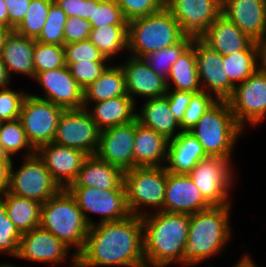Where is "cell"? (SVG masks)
I'll return each mask as SVG.
<instances>
[{"label":"cell","mask_w":266,"mask_h":267,"mask_svg":"<svg viewBox=\"0 0 266 267\" xmlns=\"http://www.w3.org/2000/svg\"><path fill=\"white\" fill-rule=\"evenodd\" d=\"M146 267L141 216L96 223L89 228L77 267Z\"/></svg>","instance_id":"obj_1"},{"label":"cell","mask_w":266,"mask_h":267,"mask_svg":"<svg viewBox=\"0 0 266 267\" xmlns=\"http://www.w3.org/2000/svg\"><path fill=\"white\" fill-rule=\"evenodd\" d=\"M142 218L146 267L181 265V254L188 239L190 215L154 211Z\"/></svg>","instance_id":"obj_2"},{"label":"cell","mask_w":266,"mask_h":267,"mask_svg":"<svg viewBox=\"0 0 266 267\" xmlns=\"http://www.w3.org/2000/svg\"><path fill=\"white\" fill-rule=\"evenodd\" d=\"M231 208L232 205L212 206L190 215L188 239L181 254V266H195L224 251L233 232L229 221V214L233 211Z\"/></svg>","instance_id":"obj_3"},{"label":"cell","mask_w":266,"mask_h":267,"mask_svg":"<svg viewBox=\"0 0 266 267\" xmlns=\"http://www.w3.org/2000/svg\"><path fill=\"white\" fill-rule=\"evenodd\" d=\"M40 227L51 232L72 252L70 267H77V256L83 251L90 225L74 197L66 188L41 204Z\"/></svg>","instance_id":"obj_4"},{"label":"cell","mask_w":266,"mask_h":267,"mask_svg":"<svg viewBox=\"0 0 266 267\" xmlns=\"http://www.w3.org/2000/svg\"><path fill=\"white\" fill-rule=\"evenodd\" d=\"M186 34L164 6L145 17L128 21L127 50L129 56L143 59L147 54L180 42Z\"/></svg>","instance_id":"obj_5"},{"label":"cell","mask_w":266,"mask_h":267,"mask_svg":"<svg viewBox=\"0 0 266 267\" xmlns=\"http://www.w3.org/2000/svg\"><path fill=\"white\" fill-rule=\"evenodd\" d=\"M208 156L232 159L235 144L244 130L236 123L227 100H217L189 130Z\"/></svg>","instance_id":"obj_6"},{"label":"cell","mask_w":266,"mask_h":267,"mask_svg":"<svg viewBox=\"0 0 266 267\" xmlns=\"http://www.w3.org/2000/svg\"><path fill=\"white\" fill-rule=\"evenodd\" d=\"M167 182L166 167H134L124 172L126 203L131 215L143 216L149 209L163 211ZM144 207V208H142ZM142 210V211H141Z\"/></svg>","instance_id":"obj_7"},{"label":"cell","mask_w":266,"mask_h":267,"mask_svg":"<svg viewBox=\"0 0 266 267\" xmlns=\"http://www.w3.org/2000/svg\"><path fill=\"white\" fill-rule=\"evenodd\" d=\"M22 157L24 159L23 164L21 163L20 168L16 171L12 160L7 191L13 195L29 198L43 204L62 188L52 178L37 153Z\"/></svg>","instance_id":"obj_8"},{"label":"cell","mask_w":266,"mask_h":267,"mask_svg":"<svg viewBox=\"0 0 266 267\" xmlns=\"http://www.w3.org/2000/svg\"><path fill=\"white\" fill-rule=\"evenodd\" d=\"M231 161L222 157L208 156L200 160L188 173L211 206L232 205L230 187H233L236 174Z\"/></svg>","instance_id":"obj_9"},{"label":"cell","mask_w":266,"mask_h":267,"mask_svg":"<svg viewBox=\"0 0 266 267\" xmlns=\"http://www.w3.org/2000/svg\"><path fill=\"white\" fill-rule=\"evenodd\" d=\"M66 189L76 200L90 227L96 224L95 220L88 217L90 213L101 215L98 224L123 220L131 215L126 203L125 189L103 190L93 187H67Z\"/></svg>","instance_id":"obj_10"},{"label":"cell","mask_w":266,"mask_h":267,"mask_svg":"<svg viewBox=\"0 0 266 267\" xmlns=\"http://www.w3.org/2000/svg\"><path fill=\"white\" fill-rule=\"evenodd\" d=\"M227 101L236 123L243 130L247 124L258 126L266 117V74L257 69L244 82L235 86Z\"/></svg>","instance_id":"obj_11"},{"label":"cell","mask_w":266,"mask_h":267,"mask_svg":"<svg viewBox=\"0 0 266 267\" xmlns=\"http://www.w3.org/2000/svg\"><path fill=\"white\" fill-rule=\"evenodd\" d=\"M63 111V108L36 98L28 92L22 103L19 119L29 143L35 150L53 142L59 117Z\"/></svg>","instance_id":"obj_12"},{"label":"cell","mask_w":266,"mask_h":267,"mask_svg":"<svg viewBox=\"0 0 266 267\" xmlns=\"http://www.w3.org/2000/svg\"><path fill=\"white\" fill-rule=\"evenodd\" d=\"M100 130L87 109L64 110L59 117L53 142L79 149L88 155H96Z\"/></svg>","instance_id":"obj_13"},{"label":"cell","mask_w":266,"mask_h":267,"mask_svg":"<svg viewBox=\"0 0 266 267\" xmlns=\"http://www.w3.org/2000/svg\"><path fill=\"white\" fill-rule=\"evenodd\" d=\"M182 31L199 38L222 14V0H165Z\"/></svg>","instance_id":"obj_14"},{"label":"cell","mask_w":266,"mask_h":267,"mask_svg":"<svg viewBox=\"0 0 266 267\" xmlns=\"http://www.w3.org/2000/svg\"><path fill=\"white\" fill-rule=\"evenodd\" d=\"M33 80L37 81L44 94L43 97L33 93H29L30 95L49 101L64 110L83 108L84 90L72 77L67 66L35 72Z\"/></svg>","instance_id":"obj_15"},{"label":"cell","mask_w":266,"mask_h":267,"mask_svg":"<svg viewBox=\"0 0 266 267\" xmlns=\"http://www.w3.org/2000/svg\"><path fill=\"white\" fill-rule=\"evenodd\" d=\"M195 54L198 79L202 91L216 100H228L235 86L223 70V56L207 46L200 38H195Z\"/></svg>","instance_id":"obj_16"},{"label":"cell","mask_w":266,"mask_h":267,"mask_svg":"<svg viewBox=\"0 0 266 267\" xmlns=\"http://www.w3.org/2000/svg\"><path fill=\"white\" fill-rule=\"evenodd\" d=\"M135 120L100 131L96 155L123 172L134 168Z\"/></svg>","instance_id":"obj_17"},{"label":"cell","mask_w":266,"mask_h":267,"mask_svg":"<svg viewBox=\"0 0 266 267\" xmlns=\"http://www.w3.org/2000/svg\"><path fill=\"white\" fill-rule=\"evenodd\" d=\"M70 248L40 226L21 234L17 259L47 264L64 263Z\"/></svg>","instance_id":"obj_18"},{"label":"cell","mask_w":266,"mask_h":267,"mask_svg":"<svg viewBox=\"0 0 266 267\" xmlns=\"http://www.w3.org/2000/svg\"><path fill=\"white\" fill-rule=\"evenodd\" d=\"M211 207L188 174L167 171L164 212L192 215Z\"/></svg>","instance_id":"obj_19"},{"label":"cell","mask_w":266,"mask_h":267,"mask_svg":"<svg viewBox=\"0 0 266 267\" xmlns=\"http://www.w3.org/2000/svg\"><path fill=\"white\" fill-rule=\"evenodd\" d=\"M52 178L61 188H67L76 179L89 156L83 151L51 142L36 150Z\"/></svg>","instance_id":"obj_20"},{"label":"cell","mask_w":266,"mask_h":267,"mask_svg":"<svg viewBox=\"0 0 266 267\" xmlns=\"http://www.w3.org/2000/svg\"><path fill=\"white\" fill-rule=\"evenodd\" d=\"M222 14L252 40L266 37V0H222Z\"/></svg>","instance_id":"obj_21"},{"label":"cell","mask_w":266,"mask_h":267,"mask_svg":"<svg viewBox=\"0 0 266 267\" xmlns=\"http://www.w3.org/2000/svg\"><path fill=\"white\" fill-rule=\"evenodd\" d=\"M126 59L120 66L125 74L126 92L135 103L138 96L145 100L165 96L168 89L163 76L156 74L144 59L132 56Z\"/></svg>","instance_id":"obj_22"},{"label":"cell","mask_w":266,"mask_h":267,"mask_svg":"<svg viewBox=\"0 0 266 267\" xmlns=\"http://www.w3.org/2000/svg\"><path fill=\"white\" fill-rule=\"evenodd\" d=\"M199 38L222 56L244 51L254 42L223 14Z\"/></svg>","instance_id":"obj_23"},{"label":"cell","mask_w":266,"mask_h":267,"mask_svg":"<svg viewBox=\"0 0 266 267\" xmlns=\"http://www.w3.org/2000/svg\"><path fill=\"white\" fill-rule=\"evenodd\" d=\"M68 187H93L103 190L125 189L124 172L116 166L89 155L79 170L76 179Z\"/></svg>","instance_id":"obj_24"},{"label":"cell","mask_w":266,"mask_h":267,"mask_svg":"<svg viewBox=\"0 0 266 267\" xmlns=\"http://www.w3.org/2000/svg\"><path fill=\"white\" fill-rule=\"evenodd\" d=\"M169 140L135 120L134 167H164Z\"/></svg>","instance_id":"obj_25"},{"label":"cell","mask_w":266,"mask_h":267,"mask_svg":"<svg viewBox=\"0 0 266 267\" xmlns=\"http://www.w3.org/2000/svg\"><path fill=\"white\" fill-rule=\"evenodd\" d=\"M208 157L202 144L190 131L169 140L166 169L175 174H188L203 158Z\"/></svg>","instance_id":"obj_26"},{"label":"cell","mask_w":266,"mask_h":267,"mask_svg":"<svg viewBox=\"0 0 266 267\" xmlns=\"http://www.w3.org/2000/svg\"><path fill=\"white\" fill-rule=\"evenodd\" d=\"M34 45L35 39L21 36L15 31H10L5 37L0 55L10 78L16 73L34 79Z\"/></svg>","instance_id":"obj_27"},{"label":"cell","mask_w":266,"mask_h":267,"mask_svg":"<svg viewBox=\"0 0 266 267\" xmlns=\"http://www.w3.org/2000/svg\"><path fill=\"white\" fill-rule=\"evenodd\" d=\"M90 104L94 105H89L85 109L100 131L136 120L137 103L129 96H119Z\"/></svg>","instance_id":"obj_28"},{"label":"cell","mask_w":266,"mask_h":267,"mask_svg":"<svg viewBox=\"0 0 266 267\" xmlns=\"http://www.w3.org/2000/svg\"><path fill=\"white\" fill-rule=\"evenodd\" d=\"M139 112L136 113L138 123L164 135L168 140L181 133L180 123L171 112L166 96L146 99Z\"/></svg>","instance_id":"obj_29"},{"label":"cell","mask_w":266,"mask_h":267,"mask_svg":"<svg viewBox=\"0 0 266 267\" xmlns=\"http://www.w3.org/2000/svg\"><path fill=\"white\" fill-rule=\"evenodd\" d=\"M119 96L129 95L126 92L123 68L116 63L109 65L96 81L84 89L83 108L92 102L105 101Z\"/></svg>","instance_id":"obj_30"},{"label":"cell","mask_w":266,"mask_h":267,"mask_svg":"<svg viewBox=\"0 0 266 267\" xmlns=\"http://www.w3.org/2000/svg\"><path fill=\"white\" fill-rule=\"evenodd\" d=\"M166 83L168 90L190 91L193 93L202 91L196 64L195 38L170 68Z\"/></svg>","instance_id":"obj_31"},{"label":"cell","mask_w":266,"mask_h":267,"mask_svg":"<svg viewBox=\"0 0 266 267\" xmlns=\"http://www.w3.org/2000/svg\"><path fill=\"white\" fill-rule=\"evenodd\" d=\"M0 201L21 234L40 226L41 203L13 195L7 190L0 196Z\"/></svg>","instance_id":"obj_32"},{"label":"cell","mask_w":266,"mask_h":267,"mask_svg":"<svg viewBox=\"0 0 266 267\" xmlns=\"http://www.w3.org/2000/svg\"><path fill=\"white\" fill-rule=\"evenodd\" d=\"M128 25H105L101 28H92L89 41L99 49L109 61L114 56L127 50ZM112 58V59H111Z\"/></svg>","instance_id":"obj_33"},{"label":"cell","mask_w":266,"mask_h":267,"mask_svg":"<svg viewBox=\"0 0 266 267\" xmlns=\"http://www.w3.org/2000/svg\"><path fill=\"white\" fill-rule=\"evenodd\" d=\"M223 70L234 85L244 82L258 69V42L254 41L246 50L223 56Z\"/></svg>","instance_id":"obj_34"},{"label":"cell","mask_w":266,"mask_h":267,"mask_svg":"<svg viewBox=\"0 0 266 267\" xmlns=\"http://www.w3.org/2000/svg\"><path fill=\"white\" fill-rule=\"evenodd\" d=\"M0 145L5 155L12 158L23 151L25 157L33 155L36 150L29 143L20 119L2 121L0 124ZM18 152V153H17Z\"/></svg>","instance_id":"obj_35"},{"label":"cell","mask_w":266,"mask_h":267,"mask_svg":"<svg viewBox=\"0 0 266 267\" xmlns=\"http://www.w3.org/2000/svg\"><path fill=\"white\" fill-rule=\"evenodd\" d=\"M194 37L186 35L175 45L147 54L143 59L156 73L167 79L170 68L179 59L183 51L193 42Z\"/></svg>","instance_id":"obj_36"},{"label":"cell","mask_w":266,"mask_h":267,"mask_svg":"<svg viewBox=\"0 0 266 267\" xmlns=\"http://www.w3.org/2000/svg\"><path fill=\"white\" fill-rule=\"evenodd\" d=\"M53 1L31 0L25 18L14 31L21 36L36 39L45 24Z\"/></svg>","instance_id":"obj_37"},{"label":"cell","mask_w":266,"mask_h":267,"mask_svg":"<svg viewBox=\"0 0 266 267\" xmlns=\"http://www.w3.org/2000/svg\"><path fill=\"white\" fill-rule=\"evenodd\" d=\"M67 18L65 12L53 1L45 24L35 41L64 46V27Z\"/></svg>","instance_id":"obj_38"},{"label":"cell","mask_w":266,"mask_h":267,"mask_svg":"<svg viewBox=\"0 0 266 267\" xmlns=\"http://www.w3.org/2000/svg\"><path fill=\"white\" fill-rule=\"evenodd\" d=\"M33 57L35 72L49 71L66 66L64 46L35 41Z\"/></svg>","instance_id":"obj_39"},{"label":"cell","mask_w":266,"mask_h":267,"mask_svg":"<svg viewBox=\"0 0 266 267\" xmlns=\"http://www.w3.org/2000/svg\"><path fill=\"white\" fill-rule=\"evenodd\" d=\"M92 28L105 25H128L116 0H93V12L90 20Z\"/></svg>","instance_id":"obj_40"},{"label":"cell","mask_w":266,"mask_h":267,"mask_svg":"<svg viewBox=\"0 0 266 267\" xmlns=\"http://www.w3.org/2000/svg\"><path fill=\"white\" fill-rule=\"evenodd\" d=\"M21 233L7 215L6 206L0 201V253L17 257Z\"/></svg>","instance_id":"obj_41"},{"label":"cell","mask_w":266,"mask_h":267,"mask_svg":"<svg viewBox=\"0 0 266 267\" xmlns=\"http://www.w3.org/2000/svg\"><path fill=\"white\" fill-rule=\"evenodd\" d=\"M217 100L205 91L194 93L180 122L181 131L191 130Z\"/></svg>","instance_id":"obj_42"},{"label":"cell","mask_w":266,"mask_h":267,"mask_svg":"<svg viewBox=\"0 0 266 267\" xmlns=\"http://www.w3.org/2000/svg\"><path fill=\"white\" fill-rule=\"evenodd\" d=\"M65 63L109 62L89 40L64 45Z\"/></svg>","instance_id":"obj_43"},{"label":"cell","mask_w":266,"mask_h":267,"mask_svg":"<svg viewBox=\"0 0 266 267\" xmlns=\"http://www.w3.org/2000/svg\"><path fill=\"white\" fill-rule=\"evenodd\" d=\"M110 63L111 62L108 64V62L90 61L65 64L69 68L72 77L84 90L99 78Z\"/></svg>","instance_id":"obj_44"},{"label":"cell","mask_w":266,"mask_h":267,"mask_svg":"<svg viewBox=\"0 0 266 267\" xmlns=\"http://www.w3.org/2000/svg\"><path fill=\"white\" fill-rule=\"evenodd\" d=\"M28 95L25 91L12 90L9 87L0 89V121L19 119L22 103Z\"/></svg>","instance_id":"obj_45"},{"label":"cell","mask_w":266,"mask_h":267,"mask_svg":"<svg viewBox=\"0 0 266 267\" xmlns=\"http://www.w3.org/2000/svg\"><path fill=\"white\" fill-rule=\"evenodd\" d=\"M127 21L145 17L161 10L165 0H116Z\"/></svg>","instance_id":"obj_46"},{"label":"cell","mask_w":266,"mask_h":267,"mask_svg":"<svg viewBox=\"0 0 266 267\" xmlns=\"http://www.w3.org/2000/svg\"><path fill=\"white\" fill-rule=\"evenodd\" d=\"M92 29L91 22L74 16L67 18L64 27V45L89 39Z\"/></svg>","instance_id":"obj_47"},{"label":"cell","mask_w":266,"mask_h":267,"mask_svg":"<svg viewBox=\"0 0 266 267\" xmlns=\"http://www.w3.org/2000/svg\"><path fill=\"white\" fill-rule=\"evenodd\" d=\"M68 18L79 16L90 20L93 12V0H54Z\"/></svg>","instance_id":"obj_48"},{"label":"cell","mask_w":266,"mask_h":267,"mask_svg":"<svg viewBox=\"0 0 266 267\" xmlns=\"http://www.w3.org/2000/svg\"><path fill=\"white\" fill-rule=\"evenodd\" d=\"M194 93L190 91L167 90L165 96L168 99L169 107L176 120L180 123L185 110L188 108L190 99Z\"/></svg>","instance_id":"obj_49"},{"label":"cell","mask_w":266,"mask_h":267,"mask_svg":"<svg viewBox=\"0 0 266 267\" xmlns=\"http://www.w3.org/2000/svg\"><path fill=\"white\" fill-rule=\"evenodd\" d=\"M31 0H5L8 9V29L14 31L25 18Z\"/></svg>","instance_id":"obj_50"},{"label":"cell","mask_w":266,"mask_h":267,"mask_svg":"<svg viewBox=\"0 0 266 267\" xmlns=\"http://www.w3.org/2000/svg\"><path fill=\"white\" fill-rule=\"evenodd\" d=\"M12 160L11 157H0V196L8 189Z\"/></svg>","instance_id":"obj_51"},{"label":"cell","mask_w":266,"mask_h":267,"mask_svg":"<svg viewBox=\"0 0 266 267\" xmlns=\"http://www.w3.org/2000/svg\"><path fill=\"white\" fill-rule=\"evenodd\" d=\"M258 69L266 74V45L258 42Z\"/></svg>","instance_id":"obj_52"},{"label":"cell","mask_w":266,"mask_h":267,"mask_svg":"<svg viewBox=\"0 0 266 267\" xmlns=\"http://www.w3.org/2000/svg\"><path fill=\"white\" fill-rule=\"evenodd\" d=\"M11 78L7 72L6 66L1 58L0 55V89L10 87L9 84L11 83Z\"/></svg>","instance_id":"obj_53"},{"label":"cell","mask_w":266,"mask_h":267,"mask_svg":"<svg viewBox=\"0 0 266 267\" xmlns=\"http://www.w3.org/2000/svg\"><path fill=\"white\" fill-rule=\"evenodd\" d=\"M8 9L5 0H0V26L8 28Z\"/></svg>","instance_id":"obj_54"},{"label":"cell","mask_w":266,"mask_h":267,"mask_svg":"<svg viewBox=\"0 0 266 267\" xmlns=\"http://www.w3.org/2000/svg\"><path fill=\"white\" fill-rule=\"evenodd\" d=\"M233 267H258V265L252 260L250 255L245 254Z\"/></svg>","instance_id":"obj_55"},{"label":"cell","mask_w":266,"mask_h":267,"mask_svg":"<svg viewBox=\"0 0 266 267\" xmlns=\"http://www.w3.org/2000/svg\"><path fill=\"white\" fill-rule=\"evenodd\" d=\"M10 30L8 28H5L3 26H0V52L5 40V37L9 34Z\"/></svg>","instance_id":"obj_56"},{"label":"cell","mask_w":266,"mask_h":267,"mask_svg":"<svg viewBox=\"0 0 266 267\" xmlns=\"http://www.w3.org/2000/svg\"><path fill=\"white\" fill-rule=\"evenodd\" d=\"M0 267H18V266H15L13 264L11 265L10 263L7 264V263L3 262L2 264H0Z\"/></svg>","instance_id":"obj_57"},{"label":"cell","mask_w":266,"mask_h":267,"mask_svg":"<svg viewBox=\"0 0 266 267\" xmlns=\"http://www.w3.org/2000/svg\"><path fill=\"white\" fill-rule=\"evenodd\" d=\"M0 157H9L7 155H5V153L3 152L1 145H0Z\"/></svg>","instance_id":"obj_58"},{"label":"cell","mask_w":266,"mask_h":267,"mask_svg":"<svg viewBox=\"0 0 266 267\" xmlns=\"http://www.w3.org/2000/svg\"><path fill=\"white\" fill-rule=\"evenodd\" d=\"M262 42L266 45V37H265V39Z\"/></svg>","instance_id":"obj_59"}]
</instances>
